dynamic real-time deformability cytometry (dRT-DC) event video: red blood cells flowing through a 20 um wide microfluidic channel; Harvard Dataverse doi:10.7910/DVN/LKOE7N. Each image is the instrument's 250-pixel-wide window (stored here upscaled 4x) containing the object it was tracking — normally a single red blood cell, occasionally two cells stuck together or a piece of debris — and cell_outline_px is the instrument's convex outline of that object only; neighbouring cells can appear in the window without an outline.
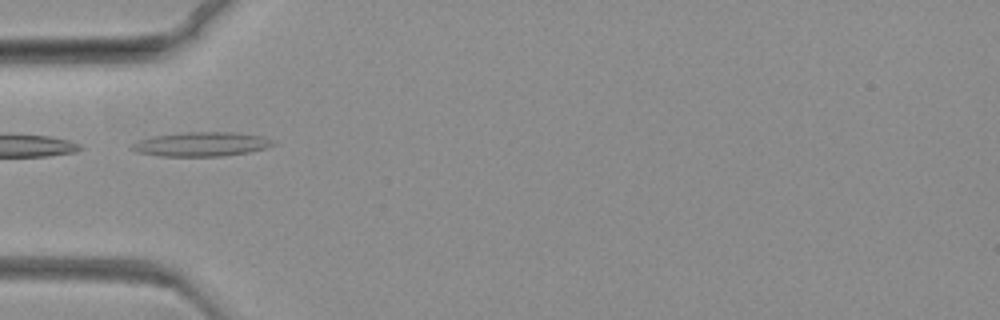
{"species": "common noctule bat (a hibernating species)", "species_latin": "Nyctalus noctula", "temperature_condition": "warm", "stored_images_in_passage": 51, "camera_frame_rate_fps": 3000, "um_per_image_px": 0.085, "animal": {"sex": "female", "body_mass_g": 19.3, "forearm_length_mm": 54.1}, "frame": {"image": 1, "passage_image": 1, "time_ms": 0.0, "image_size_px": [1000, 320], "cell_outline_px": [[276, 144], [264, 148], [248, 152], [224, 156], [160, 156], [136, 152], [128, 148], [128, 144], [136, 140], [156, 136], [184, 132], [236, 132], [264, 136], [272, 140]], "centroid_in_image_um": [17.06, 12.25], "position_along_channel_um": 67.9, "area_um2": 20.17}}
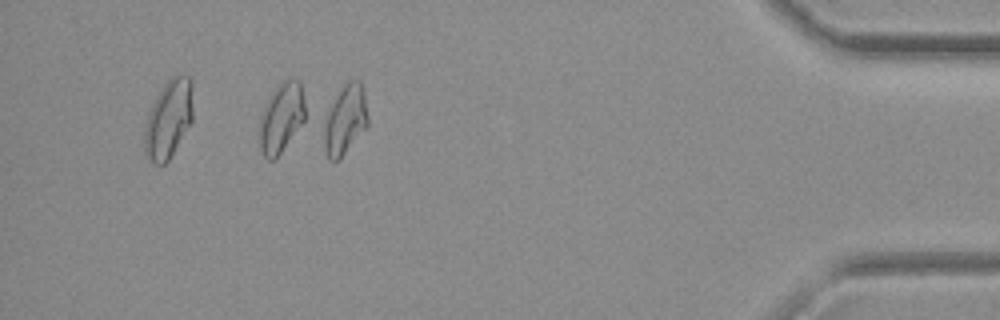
{"frame": {"image": 2, "passage_image": 44, "time_ms": 14.333, "image_size_px": [1000, 320], "cell_outline_px": [[368, 124], [340, 160], [328, 160], [324, 144], [324, 128], [328, 112], [340, 88], [348, 80], [360, 80], [364, 88], [368, 116]], "centroid_in_image_um": [29.37, 10.17], "position_along_channel_um": 405.8, "area_um2": 17.69}}